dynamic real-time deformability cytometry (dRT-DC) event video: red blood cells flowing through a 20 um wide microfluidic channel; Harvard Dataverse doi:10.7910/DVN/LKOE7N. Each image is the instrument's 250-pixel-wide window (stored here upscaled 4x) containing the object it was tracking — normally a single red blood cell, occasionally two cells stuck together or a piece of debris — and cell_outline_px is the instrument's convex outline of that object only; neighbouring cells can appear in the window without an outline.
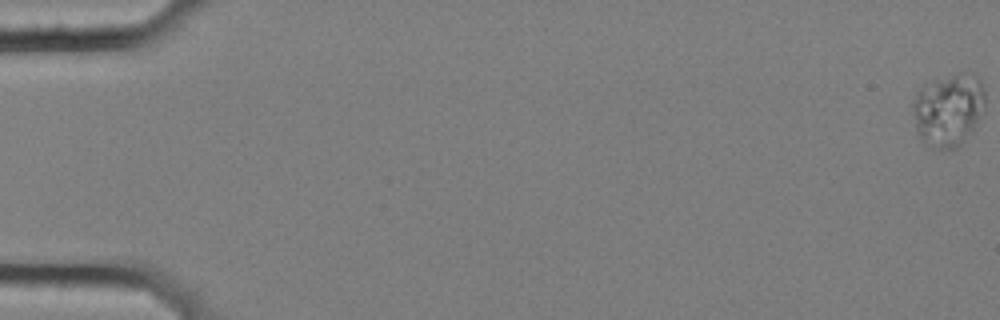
{"species": "common noctule bat (a hibernating species)", "species_latin": "Nyctalus noctula", "temperature_condition": "cold", "stored_images_in_passage": 60, "camera_frame_rate_fps": 3000, "um_per_image_px": 0.085, "animal": {"sex": "female", "body_mass_g": 25.1}, "frame": {"image": 1, "passage_image": 1, "time_ms": 0.0, "image_size_px": [1000, 320], "cell_outline_px": [[984, 104], [972, 132], [956, 148], [932, 148], [916, 132], [912, 112], [912, 104], [920, 88], [932, 80], [960, 72], [980, 76], [984, 92]], "centroid_in_image_um": [80.6, 9.3], "position_along_channel_um": 4.4, "area_um2": 30.46}}
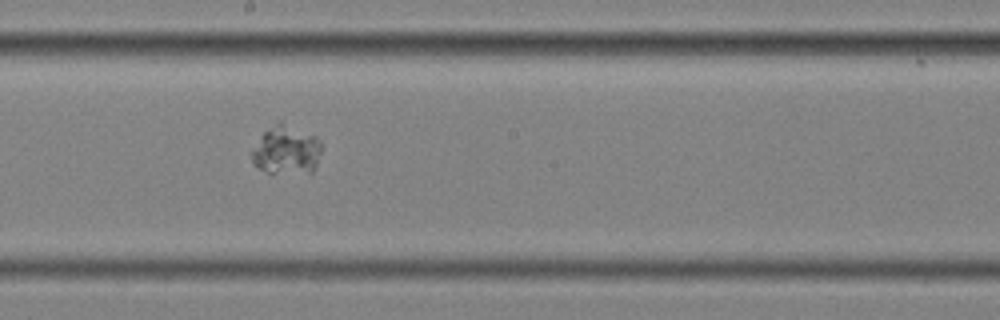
{"frame": {"image": 2, "passage_image": 35, "time_ms": 11.333, "image_size_px": [1000, 320], "cell_outline_px": [[320, 152], [316, 164], [312, 172], [272, 176], [256, 168], [252, 164], [252, 148], [264, 132], [280, 120], [316, 136], [320, 140]], "centroid_in_image_um": [24.3, 12.81], "position_along_channel_um": 223.9, "area_um2": 20.4}}
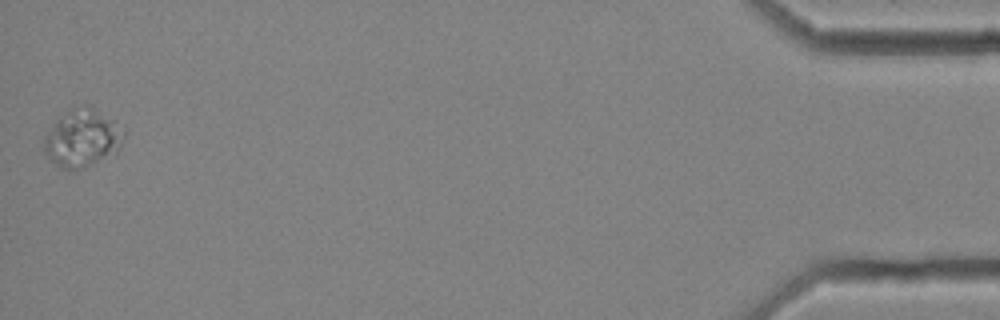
{"frame": {"image": 3, "passage_image": 60, "time_ms": 19.667, "image_size_px": [1000, 320], "cell_outline_px": [[124, 136], [120, 148], [116, 156], [84, 168], [68, 172], [60, 168], [44, 152], [44, 136], [52, 124], [60, 116], [84, 104], [88, 104], [124, 128]], "centroid_in_image_um": [7.03, 11.8], "position_along_channel_um": 428.2, "area_um2": 27.22}}